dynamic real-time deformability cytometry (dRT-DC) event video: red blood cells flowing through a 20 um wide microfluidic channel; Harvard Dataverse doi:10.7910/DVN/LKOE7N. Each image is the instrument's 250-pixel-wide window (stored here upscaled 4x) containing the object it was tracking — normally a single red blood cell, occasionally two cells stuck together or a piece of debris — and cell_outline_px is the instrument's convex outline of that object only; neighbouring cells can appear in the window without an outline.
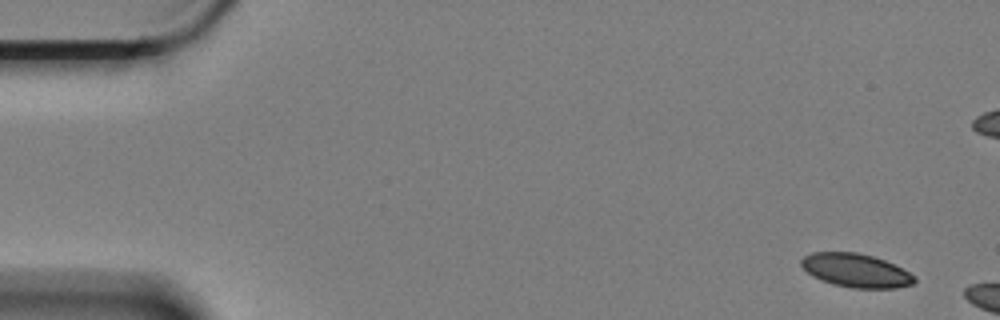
{"species": "Egyptian fruit bat (a non-hibernating species)", "species_latin": "Rousettus aegyptiacus", "temperature_condition": "cold", "stored_images_in_passage": 3, "camera_frame_rate_fps": 3000, "um_per_image_px": 0.085, "animal": {"sex": "female"}, "frame": {"image": 1, "passage_image": 1, "time_ms": 0.0, "image_size_px": [1000, 320], "cell_outline_px": [[916, 280], [912, 284], [896, 288], [852, 288], [832, 284], [820, 280], [812, 276], [800, 264], [800, 260], [804, 256], [812, 252], [856, 252], [872, 256], [884, 260], [916, 276]], "centroid_in_image_um": [72.72, 22.99], "position_along_channel_um": 12.3, "area_um2": 22.08}}